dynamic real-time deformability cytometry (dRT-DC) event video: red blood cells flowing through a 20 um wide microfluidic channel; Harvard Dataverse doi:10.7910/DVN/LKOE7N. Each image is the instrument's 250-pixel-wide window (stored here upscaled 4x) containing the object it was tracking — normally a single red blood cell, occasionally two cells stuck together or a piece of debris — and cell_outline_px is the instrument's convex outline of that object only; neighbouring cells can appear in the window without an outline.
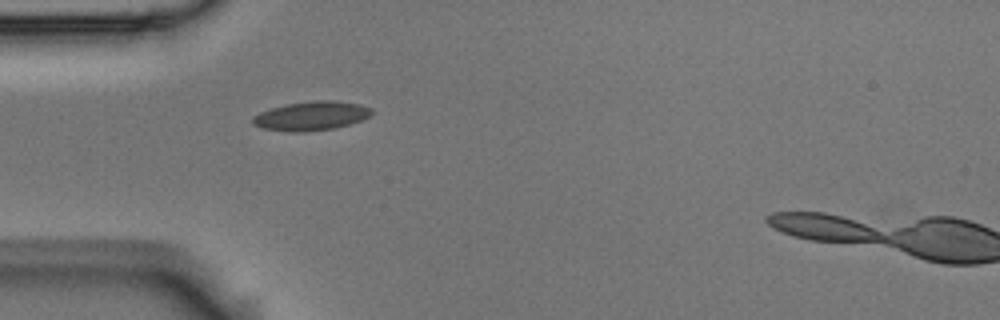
{"species": "Egyptian fruit bat (a non-hibernating species)", "species_latin": "Rousettus aegyptiacus", "temperature_condition": "room temperature", "stored_images_in_passage": 5, "camera_frame_rate_fps": 3000, "um_per_image_px": 0.085, "animal": {"sex": "male"}, "frame": {"image": 1, "passage_image": 5, "time_ms": 1.333, "image_size_px": [1000, 320], "cell_outline_px": [[372, 112], [368, 116], [360, 120], [348, 124], [332, 128], [304, 132], [292, 132], [264, 128], [252, 124], [252, 116], [260, 112], [284, 104], [316, 100], [332, 100], [360, 104], [372, 108]], "centroid_in_image_um": [26.43, 9.84], "position_along_channel_um": 58.6, "area_um2": 19.94}}